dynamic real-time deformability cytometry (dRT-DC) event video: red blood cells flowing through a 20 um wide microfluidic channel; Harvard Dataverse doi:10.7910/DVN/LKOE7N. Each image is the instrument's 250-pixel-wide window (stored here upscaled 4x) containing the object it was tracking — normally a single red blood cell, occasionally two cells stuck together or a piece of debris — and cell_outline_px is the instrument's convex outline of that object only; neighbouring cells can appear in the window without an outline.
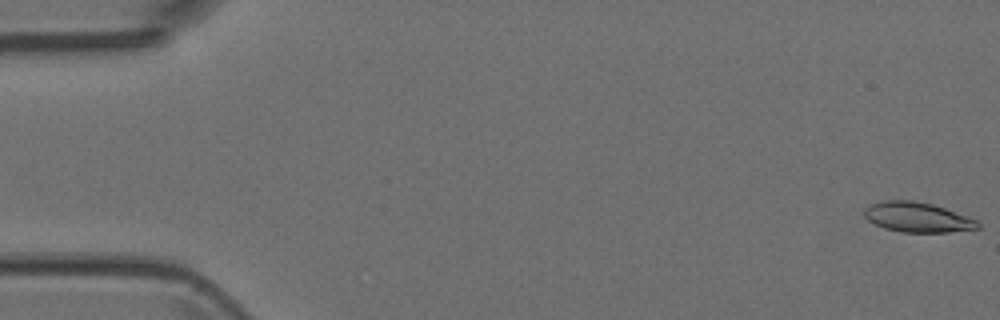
{"species": "Egyptian fruit bat (a non-hibernating species)", "species_latin": "Rousettus aegyptiacus", "temperature_condition": "room temperature", "stored_images_in_passage": 51, "camera_frame_rate_fps": 3000, "um_per_image_px": 0.085, "animal": {"sex": "female"}, "frame": {"image": 1, "passage_image": 1, "time_ms": 0.0, "image_size_px": [1000, 320], "cell_outline_px": [[980, 228], [948, 232], [900, 232], [884, 228], [868, 220], [864, 216], [864, 208], [868, 204], [880, 200], [912, 200], [932, 204], [968, 216], [976, 220], [980, 224]], "centroid_in_image_um": [77.94, 18.45], "position_along_channel_um": 7.1, "area_um2": 19.88}}
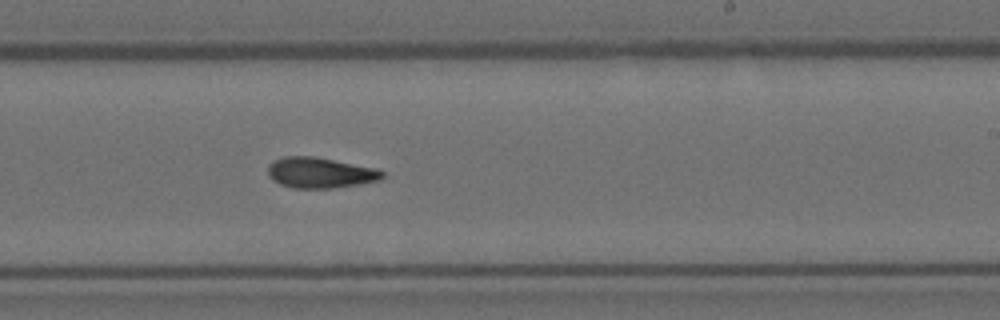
{"frame": {"image": 2, "passage_image": 31, "time_ms": 10.0, "image_size_px": [1000, 320], "cell_outline_px": [[384, 176], [380, 180], [360, 184], [332, 188], [292, 188], [280, 184], [272, 180], [268, 176], [268, 164], [272, 160], [284, 156], [312, 156], [376, 168], [384, 172]], "centroid_in_image_um": [27.17, 14.68], "position_along_channel_um": 261.8, "area_um2": 20.52}}
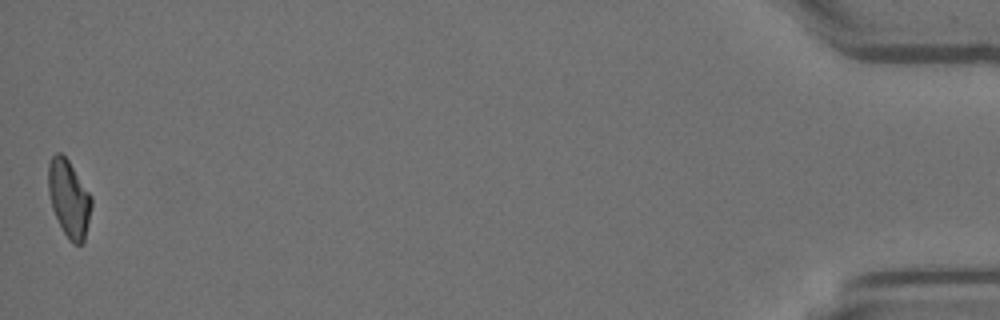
{"frame": {"image": 3, "passage_image": 51, "time_ms": 16.667, "image_size_px": [1000, 320], "cell_outline_px": [[92, 204], [84, 240], [80, 244], [72, 244], [68, 240], [52, 208], [48, 192], [48, 164], [52, 156], [56, 152], [60, 152], [68, 160], [92, 196]], "centroid_in_image_um": [5.85, 16.86], "position_along_channel_um": 429.3, "area_um2": 19.25}}